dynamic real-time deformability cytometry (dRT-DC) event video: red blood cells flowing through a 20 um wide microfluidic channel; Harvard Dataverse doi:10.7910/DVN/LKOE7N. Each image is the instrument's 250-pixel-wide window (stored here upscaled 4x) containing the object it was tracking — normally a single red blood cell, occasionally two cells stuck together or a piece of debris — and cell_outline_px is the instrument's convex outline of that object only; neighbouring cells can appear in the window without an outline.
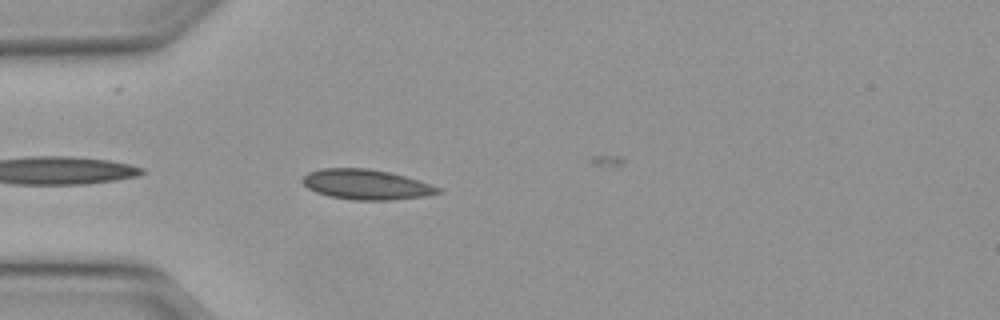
{"species": "Egyptian fruit bat (a non-hibernating species)", "species_latin": "Rousettus aegyptiacus", "temperature_condition": "warm", "stored_images_in_passage": 9, "camera_frame_rate_fps": 3000, "um_per_image_px": 0.085, "animal": {"sex": "female"}, "frame": {"image": 1, "passage_image": 2, "time_ms": 0.333, "image_size_px": [1000, 320], "cell_outline_px": [[444, 192], [424, 196], [392, 200], [352, 200], [328, 196], [316, 192], [308, 188], [300, 180], [308, 172], [320, 168], [368, 168], [388, 172], [404, 176], [444, 188]], "centroid_in_image_um": [31.13, 15.68], "position_along_channel_um": 53.9, "area_um2": 23.93}}